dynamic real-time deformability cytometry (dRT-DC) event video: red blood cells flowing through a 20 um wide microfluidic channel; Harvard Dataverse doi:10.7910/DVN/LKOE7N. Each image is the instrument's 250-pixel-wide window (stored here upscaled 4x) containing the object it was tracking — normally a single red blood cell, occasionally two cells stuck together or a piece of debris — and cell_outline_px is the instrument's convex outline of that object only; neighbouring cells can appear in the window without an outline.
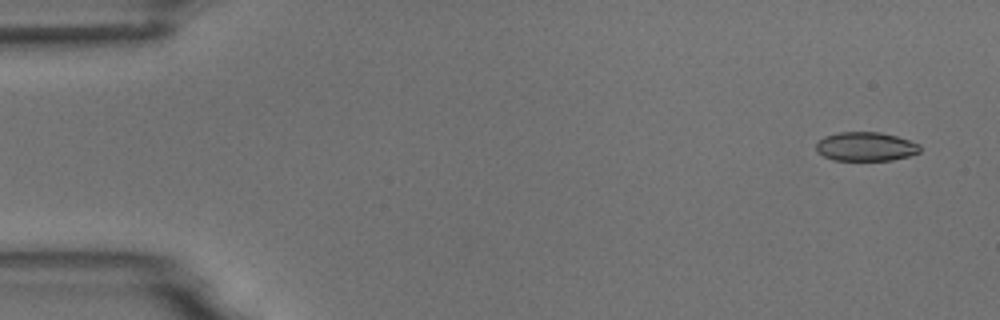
{"species": "common noctule bat (a hibernating species)", "species_latin": "Nyctalus noctula", "temperature_condition": "room temperature", "stored_images_in_passage": 4, "camera_frame_rate_fps": 3000, "um_per_image_px": 0.085, "animal": {"sex": "male", "body_mass_g": 18.8}, "frame": {"image": 1, "passage_image": 1, "time_ms": 0.0, "image_size_px": [1000, 320], "cell_outline_px": [[920, 152], [908, 156], [892, 160], [832, 160], [816, 152], [816, 144], [824, 136], [836, 132], [880, 132], [896, 136], [920, 144]], "centroid_in_image_um": [73.56, 12.45], "position_along_channel_um": 11.4, "area_um2": 17.57}}
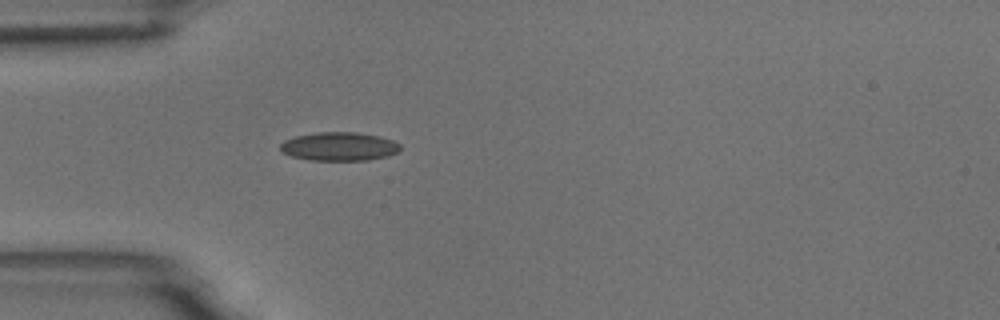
{"frame": {"image": 2, "passage_image": 4, "time_ms": 4.333, "image_size_px": [1000, 320], "cell_outline_px": [[400, 152], [388, 156], [368, 160], [312, 160], [292, 156], [280, 152], [280, 144], [284, 140], [296, 136], [316, 132], [356, 132], [380, 136], [392, 140], [400, 144]], "centroid_in_image_um": [28.84, 12.45], "position_along_channel_um": 56.2, "area_um2": 20.11}}